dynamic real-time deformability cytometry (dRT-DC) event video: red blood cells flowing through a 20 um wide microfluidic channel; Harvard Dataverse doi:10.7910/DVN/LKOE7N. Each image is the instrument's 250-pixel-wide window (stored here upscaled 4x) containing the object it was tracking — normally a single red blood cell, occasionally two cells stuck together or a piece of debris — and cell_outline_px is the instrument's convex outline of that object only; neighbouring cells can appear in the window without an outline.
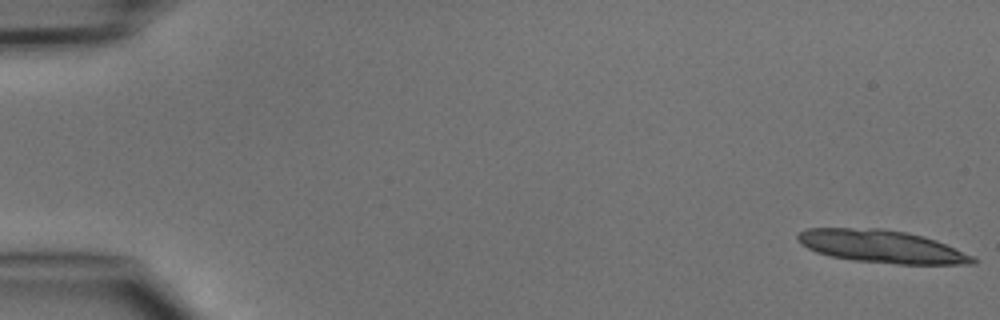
{"species": "common noctule bat (a hibernating species)", "species_latin": "Nyctalus noctula", "temperature_condition": "cold", "stored_images_in_passage": 5, "segment_of_instrument_passage": [1, 2], "camera_frame_rate_fps": 3000, "um_per_image_px": 0.085, "animal": {"sex": "male", "body_mass_g": 15.6}, "frame": {"image": 1, "passage_image": 1, "time_ms": 0.0, "image_size_px": [1000, 320], "cell_outline_px": [[976, 264], [896, 264], [852, 260], [828, 256], [816, 252], [808, 248], [796, 236], [796, 232], [808, 228], [880, 228], [908, 232], [924, 236], [936, 240], [972, 256], [976, 260]], "centroid_in_image_um": [74.92, 20.94], "position_along_channel_um": 10.1, "area_um2": 33.35}}